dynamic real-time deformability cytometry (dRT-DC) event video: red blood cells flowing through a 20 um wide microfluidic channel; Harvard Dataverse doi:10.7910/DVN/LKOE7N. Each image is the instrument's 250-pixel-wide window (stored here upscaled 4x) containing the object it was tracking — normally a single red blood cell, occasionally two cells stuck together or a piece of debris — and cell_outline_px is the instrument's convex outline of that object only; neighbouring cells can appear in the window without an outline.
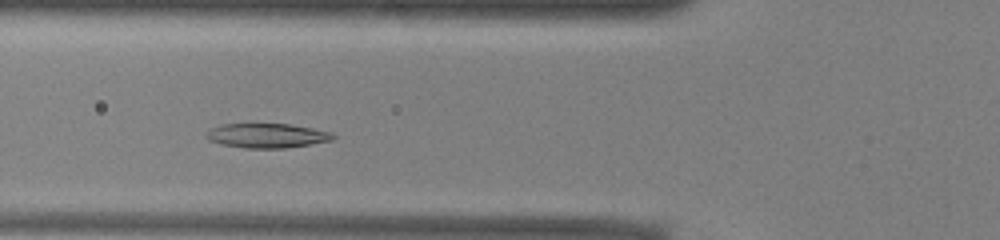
{"species": "common noctule bat (a hibernating species)", "species_latin": "Nyctalus noctula", "temperature_condition": "warm", "stored_images_in_passage": 43, "camera_frame_rate_fps": 3000, "um_per_image_px": 0.085, "animal": {"sex": "male", "body_mass_g": 13.0, "forearm_length_mm": 53.1}, "frame": {"image": 1, "passage_image": 10, "time_ms": 3.0, "image_size_px": [1000, 240], "cell_outline_px": [[336, 136], [332, 140], [312, 144], [284, 148], [244, 148], [220, 144], [208, 140], [204, 136], [208, 128], [220, 124], [252, 120], [288, 124], [312, 128], [332, 132]], "centroid_in_image_um": [22.58, 11.47], "position_along_channel_um": 103.2, "area_um2": 19.25}}
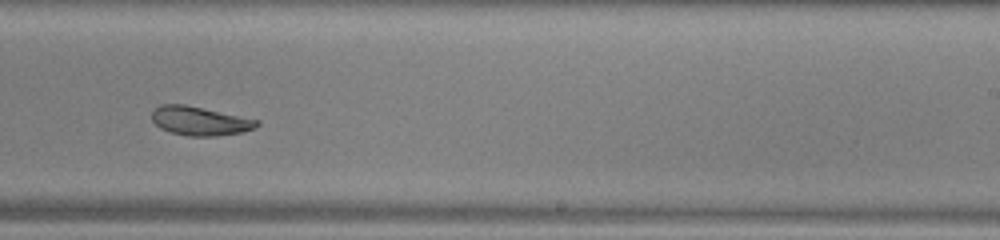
{"frame": {"image": 2, "passage_image": 23, "time_ms": 7.333, "image_size_px": [1000, 240], "cell_outline_px": [[260, 124], [256, 128], [244, 132], [216, 136], [188, 136], [172, 132], [160, 128], [152, 120], [152, 112], [160, 104], [184, 104], [260, 120]], "centroid_in_image_um": [17.02, 10.28], "position_along_channel_um": 272.0, "area_um2": 17.69}}
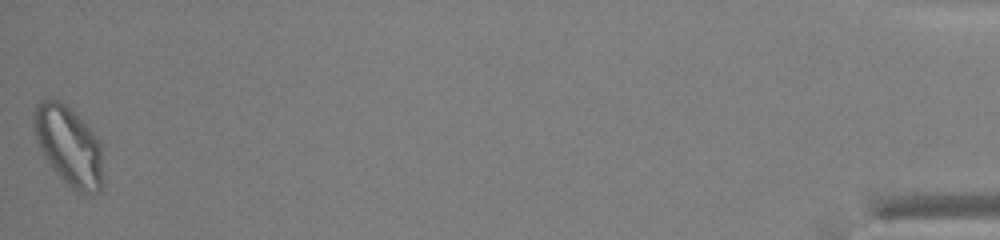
{"frame": {"image": 3, "passage_image": 43, "time_ms": 14.0, "image_size_px": [1000, 240], "cell_outline_px": [[104, 184], [100, 192], [76, 192], [52, 168], [44, 156], [36, 140], [32, 124], [32, 112], [36, 104], [40, 100], [56, 100], [64, 104], [96, 136], [100, 144]], "centroid_in_image_um": [5.82, 12.42], "position_along_channel_um": 429.4, "area_um2": 31.62}, "authors_computed_cell_mechanics": {"area_um2": 19.8832, "velocity_mm_per_s": 3.9061, "shape_relaxation_time_tau1_ms": 10.3379, "shape_relaxation_time_tau2_ms": 3.1678, "deformation_change_tau1": 0.2186, "deformation_change_tau2": 0.0822}}